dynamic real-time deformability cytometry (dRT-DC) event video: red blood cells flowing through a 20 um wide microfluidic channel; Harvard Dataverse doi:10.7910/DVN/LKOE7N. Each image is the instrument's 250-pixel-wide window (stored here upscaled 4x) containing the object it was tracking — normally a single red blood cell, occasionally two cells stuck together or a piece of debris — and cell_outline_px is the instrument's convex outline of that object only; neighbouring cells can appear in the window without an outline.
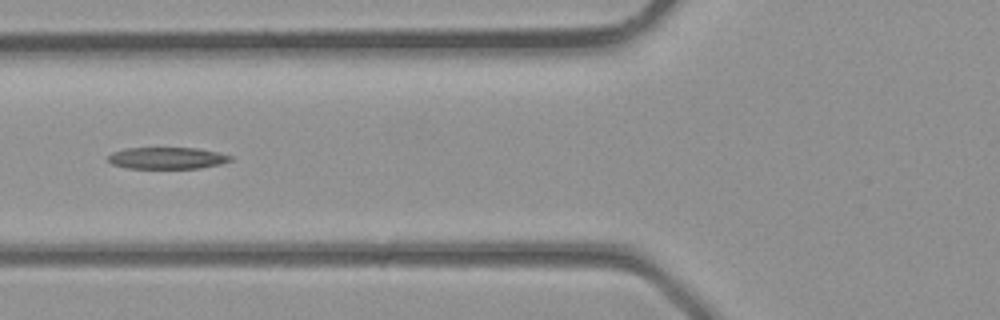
{"species": "common noctule bat (a hibernating species)", "species_latin": "Nyctalus noctula", "temperature_condition": "room temperature", "stored_images_in_passage": 4, "camera_frame_rate_fps": 3000, "um_per_image_px": 0.085, "animal": {"sex": "male", "body_mass_g": 23.1, "forearm_length_mm": 52.7}, "frame": {"image": 1, "passage_image": 4, "time_ms": 1.0, "image_size_px": [1000, 320], "cell_outline_px": [[232, 160], [220, 164], [200, 168], [128, 168], [112, 164], [108, 160], [108, 156], [112, 152], [124, 148], [196, 148], [220, 152], [232, 156]], "centroid_in_image_um": [14.21, 13.43], "position_along_channel_um": 111.6, "area_um2": 15.49}}